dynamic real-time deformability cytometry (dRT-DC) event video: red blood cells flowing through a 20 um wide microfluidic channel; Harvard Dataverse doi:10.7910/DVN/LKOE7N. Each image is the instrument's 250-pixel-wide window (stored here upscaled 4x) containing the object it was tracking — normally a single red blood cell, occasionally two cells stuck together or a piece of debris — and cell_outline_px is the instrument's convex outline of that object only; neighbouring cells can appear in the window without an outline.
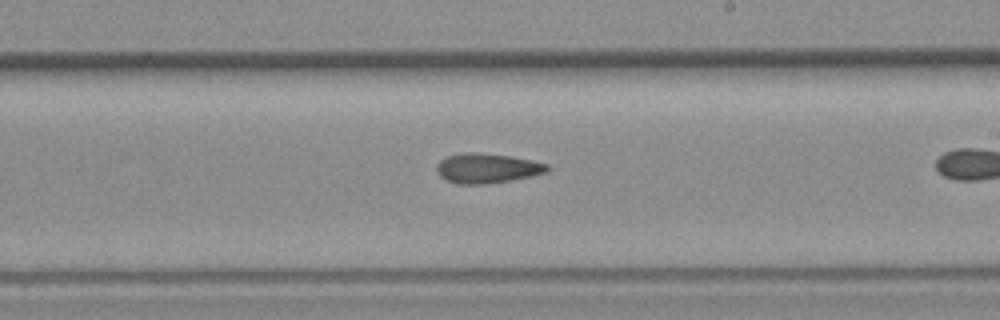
{"species": "common noctule bat (a hibernating species)", "species_latin": "Nyctalus noctula", "temperature_condition": "room temperature", "stored_images_in_passage": 29, "camera_frame_rate_fps": 3000, "um_per_image_px": 0.085, "animal": {"sex": "female", "body_mass_g": 19.3, "forearm_length_mm": 54.1}, "frame": {"image": 1, "passage_image": 20, "time_ms": 6.333, "image_size_px": [1000, 320], "cell_outline_px": [[552, 168], [548, 172], [512, 180], [484, 184], [456, 184], [440, 176], [436, 172], [436, 164], [440, 160], [448, 156], [460, 152], [468, 152], [508, 156], [532, 160], [548, 164]], "centroid_in_image_um": [41.4, 14.3], "position_along_channel_um": 247.6, "area_um2": 19.19}, "authors_computed_cell_mechanics": {"area_um2": 18.9584, "velocity_mm_per_s": 4.2959, "shape_relaxation_time_tau1_ms": null, "shape_relaxation_time_tau2_ms": 11.0185, "deformation_change_tau1": null, "deformation_change_tau2": 0.2457}}